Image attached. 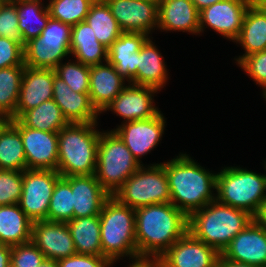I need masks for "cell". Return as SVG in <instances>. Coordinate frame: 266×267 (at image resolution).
<instances>
[{
	"label": "cell",
	"instance_id": "obj_25",
	"mask_svg": "<svg viewBox=\"0 0 266 267\" xmlns=\"http://www.w3.org/2000/svg\"><path fill=\"white\" fill-rule=\"evenodd\" d=\"M163 55L148 37L138 52L136 78L132 84L156 88L160 91L166 84L168 72Z\"/></svg>",
	"mask_w": 266,
	"mask_h": 267
},
{
	"label": "cell",
	"instance_id": "obj_40",
	"mask_svg": "<svg viewBox=\"0 0 266 267\" xmlns=\"http://www.w3.org/2000/svg\"><path fill=\"white\" fill-rule=\"evenodd\" d=\"M45 256L32 242L11 247V263L15 267H38Z\"/></svg>",
	"mask_w": 266,
	"mask_h": 267
},
{
	"label": "cell",
	"instance_id": "obj_2",
	"mask_svg": "<svg viewBox=\"0 0 266 267\" xmlns=\"http://www.w3.org/2000/svg\"><path fill=\"white\" fill-rule=\"evenodd\" d=\"M168 177L171 203L188 217L216 200L217 173H211L188 154L162 163ZM215 194V195H214Z\"/></svg>",
	"mask_w": 266,
	"mask_h": 267
},
{
	"label": "cell",
	"instance_id": "obj_12",
	"mask_svg": "<svg viewBox=\"0 0 266 267\" xmlns=\"http://www.w3.org/2000/svg\"><path fill=\"white\" fill-rule=\"evenodd\" d=\"M221 253L196 239L189 231L159 259V267H218Z\"/></svg>",
	"mask_w": 266,
	"mask_h": 267
},
{
	"label": "cell",
	"instance_id": "obj_47",
	"mask_svg": "<svg viewBox=\"0 0 266 267\" xmlns=\"http://www.w3.org/2000/svg\"><path fill=\"white\" fill-rule=\"evenodd\" d=\"M218 267H260V266L234 262L231 260H226L222 256H220Z\"/></svg>",
	"mask_w": 266,
	"mask_h": 267
},
{
	"label": "cell",
	"instance_id": "obj_29",
	"mask_svg": "<svg viewBox=\"0 0 266 267\" xmlns=\"http://www.w3.org/2000/svg\"><path fill=\"white\" fill-rule=\"evenodd\" d=\"M66 224L77 254L102 256L99 215L73 218Z\"/></svg>",
	"mask_w": 266,
	"mask_h": 267
},
{
	"label": "cell",
	"instance_id": "obj_43",
	"mask_svg": "<svg viewBox=\"0 0 266 267\" xmlns=\"http://www.w3.org/2000/svg\"><path fill=\"white\" fill-rule=\"evenodd\" d=\"M58 267H111V262L104 256L87 254H74L67 258L57 260Z\"/></svg>",
	"mask_w": 266,
	"mask_h": 267
},
{
	"label": "cell",
	"instance_id": "obj_24",
	"mask_svg": "<svg viewBox=\"0 0 266 267\" xmlns=\"http://www.w3.org/2000/svg\"><path fill=\"white\" fill-rule=\"evenodd\" d=\"M149 36L139 32H123L108 48V62L131 83L136 78L138 52Z\"/></svg>",
	"mask_w": 266,
	"mask_h": 267
},
{
	"label": "cell",
	"instance_id": "obj_51",
	"mask_svg": "<svg viewBox=\"0 0 266 267\" xmlns=\"http://www.w3.org/2000/svg\"><path fill=\"white\" fill-rule=\"evenodd\" d=\"M10 122V119L2 114H0V132L3 128Z\"/></svg>",
	"mask_w": 266,
	"mask_h": 267
},
{
	"label": "cell",
	"instance_id": "obj_37",
	"mask_svg": "<svg viewBox=\"0 0 266 267\" xmlns=\"http://www.w3.org/2000/svg\"><path fill=\"white\" fill-rule=\"evenodd\" d=\"M55 74L62 79L74 92L89 93L90 66L76 61L60 63L55 69Z\"/></svg>",
	"mask_w": 266,
	"mask_h": 267
},
{
	"label": "cell",
	"instance_id": "obj_32",
	"mask_svg": "<svg viewBox=\"0 0 266 267\" xmlns=\"http://www.w3.org/2000/svg\"><path fill=\"white\" fill-rule=\"evenodd\" d=\"M18 120L26 127L47 132H59L68 121L53 99L24 112Z\"/></svg>",
	"mask_w": 266,
	"mask_h": 267
},
{
	"label": "cell",
	"instance_id": "obj_23",
	"mask_svg": "<svg viewBox=\"0 0 266 267\" xmlns=\"http://www.w3.org/2000/svg\"><path fill=\"white\" fill-rule=\"evenodd\" d=\"M158 29L199 34L200 12L191 0H159Z\"/></svg>",
	"mask_w": 266,
	"mask_h": 267
},
{
	"label": "cell",
	"instance_id": "obj_13",
	"mask_svg": "<svg viewBox=\"0 0 266 267\" xmlns=\"http://www.w3.org/2000/svg\"><path fill=\"white\" fill-rule=\"evenodd\" d=\"M253 0H224L200 11L199 34L209 26L234 42L241 31L247 9Z\"/></svg>",
	"mask_w": 266,
	"mask_h": 267
},
{
	"label": "cell",
	"instance_id": "obj_42",
	"mask_svg": "<svg viewBox=\"0 0 266 267\" xmlns=\"http://www.w3.org/2000/svg\"><path fill=\"white\" fill-rule=\"evenodd\" d=\"M24 65V47L11 39L0 37V69Z\"/></svg>",
	"mask_w": 266,
	"mask_h": 267
},
{
	"label": "cell",
	"instance_id": "obj_52",
	"mask_svg": "<svg viewBox=\"0 0 266 267\" xmlns=\"http://www.w3.org/2000/svg\"><path fill=\"white\" fill-rule=\"evenodd\" d=\"M142 1L159 2V0H142Z\"/></svg>",
	"mask_w": 266,
	"mask_h": 267
},
{
	"label": "cell",
	"instance_id": "obj_21",
	"mask_svg": "<svg viewBox=\"0 0 266 267\" xmlns=\"http://www.w3.org/2000/svg\"><path fill=\"white\" fill-rule=\"evenodd\" d=\"M53 100L59 106L68 123L97 122L100 115L93 107L89 93H77L58 76L53 69Z\"/></svg>",
	"mask_w": 266,
	"mask_h": 267
},
{
	"label": "cell",
	"instance_id": "obj_7",
	"mask_svg": "<svg viewBox=\"0 0 266 267\" xmlns=\"http://www.w3.org/2000/svg\"><path fill=\"white\" fill-rule=\"evenodd\" d=\"M142 165L113 129L101 131L95 176L110 196Z\"/></svg>",
	"mask_w": 266,
	"mask_h": 267
},
{
	"label": "cell",
	"instance_id": "obj_50",
	"mask_svg": "<svg viewBox=\"0 0 266 267\" xmlns=\"http://www.w3.org/2000/svg\"><path fill=\"white\" fill-rule=\"evenodd\" d=\"M253 2L263 11L266 15V0H253Z\"/></svg>",
	"mask_w": 266,
	"mask_h": 267
},
{
	"label": "cell",
	"instance_id": "obj_44",
	"mask_svg": "<svg viewBox=\"0 0 266 267\" xmlns=\"http://www.w3.org/2000/svg\"><path fill=\"white\" fill-rule=\"evenodd\" d=\"M11 263V247L0 243V267H7Z\"/></svg>",
	"mask_w": 266,
	"mask_h": 267
},
{
	"label": "cell",
	"instance_id": "obj_16",
	"mask_svg": "<svg viewBox=\"0 0 266 267\" xmlns=\"http://www.w3.org/2000/svg\"><path fill=\"white\" fill-rule=\"evenodd\" d=\"M154 93H158L156 88L128 83L103 112L110 110L125 122L152 118L160 112L153 105Z\"/></svg>",
	"mask_w": 266,
	"mask_h": 267
},
{
	"label": "cell",
	"instance_id": "obj_3",
	"mask_svg": "<svg viewBox=\"0 0 266 267\" xmlns=\"http://www.w3.org/2000/svg\"><path fill=\"white\" fill-rule=\"evenodd\" d=\"M252 220L253 216L247 211L222 204L216 199L188 217V231L222 253Z\"/></svg>",
	"mask_w": 266,
	"mask_h": 267
},
{
	"label": "cell",
	"instance_id": "obj_48",
	"mask_svg": "<svg viewBox=\"0 0 266 267\" xmlns=\"http://www.w3.org/2000/svg\"><path fill=\"white\" fill-rule=\"evenodd\" d=\"M192 3L195 5V8L200 12L206 7L213 5L215 3L224 1V0H191Z\"/></svg>",
	"mask_w": 266,
	"mask_h": 267
},
{
	"label": "cell",
	"instance_id": "obj_36",
	"mask_svg": "<svg viewBox=\"0 0 266 267\" xmlns=\"http://www.w3.org/2000/svg\"><path fill=\"white\" fill-rule=\"evenodd\" d=\"M94 2L95 0H50L47 8L50 17L73 26L85 21Z\"/></svg>",
	"mask_w": 266,
	"mask_h": 267
},
{
	"label": "cell",
	"instance_id": "obj_17",
	"mask_svg": "<svg viewBox=\"0 0 266 267\" xmlns=\"http://www.w3.org/2000/svg\"><path fill=\"white\" fill-rule=\"evenodd\" d=\"M226 260L266 267V230L252 220L221 253Z\"/></svg>",
	"mask_w": 266,
	"mask_h": 267
},
{
	"label": "cell",
	"instance_id": "obj_45",
	"mask_svg": "<svg viewBox=\"0 0 266 267\" xmlns=\"http://www.w3.org/2000/svg\"><path fill=\"white\" fill-rule=\"evenodd\" d=\"M253 220L266 230V200L261 204L256 214L253 216Z\"/></svg>",
	"mask_w": 266,
	"mask_h": 267
},
{
	"label": "cell",
	"instance_id": "obj_34",
	"mask_svg": "<svg viewBox=\"0 0 266 267\" xmlns=\"http://www.w3.org/2000/svg\"><path fill=\"white\" fill-rule=\"evenodd\" d=\"M25 66L0 69V114L15 119L20 85Z\"/></svg>",
	"mask_w": 266,
	"mask_h": 267
},
{
	"label": "cell",
	"instance_id": "obj_30",
	"mask_svg": "<svg viewBox=\"0 0 266 267\" xmlns=\"http://www.w3.org/2000/svg\"><path fill=\"white\" fill-rule=\"evenodd\" d=\"M17 8L19 25L23 44L37 38L47 26L50 15L42 2L11 0ZM35 23V24H34Z\"/></svg>",
	"mask_w": 266,
	"mask_h": 267
},
{
	"label": "cell",
	"instance_id": "obj_4",
	"mask_svg": "<svg viewBox=\"0 0 266 267\" xmlns=\"http://www.w3.org/2000/svg\"><path fill=\"white\" fill-rule=\"evenodd\" d=\"M98 122L68 123L58 132V167L62 177L93 175L97 165Z\"/></svg>",
	"mask_w": 266,
	"mask_h": 267
},
{
	"label": "cell",
	"instance_id": "obj_53",
	"mask_svg": "<svg viewBox=\"0 0 266 267\" xmlns=\"http://www.w3.org/2000/svg\"><path fill=\"white\" fill-rule=\"evenodd\" d=\"M24 1H38V2H42L41 0H24Z\"/></svg>",
	"mask_w": 266,
	"mask_h": 267
},
{
	"label": "cell",
	"instance_id": "obj_22",
	"mask_svg": "<svg viewBox=\"0 0 266 267\" xmlns=\"http://www.w3.org/2000/svg\"><path fill=\"white\" fill-rule=\"evenodd\" d=\"M126 80L108 61L90 66L89 97L93 107L101 114L125 88Z\"/></svg>",
	"mask_w": 266,
	"mask_h": 267
},
{
	"label": "cell",
	"instance_id": "obj_5",
	"mask_svg": "<svg viewBox=\"0 0 266 267\" xmlns=\"http://www.w3.org/2000/svg\"><path fill=\"white\" fill-rule=\"evenodd\" d=\"M102 256L111 262L121 257L140 259L137 252L135 209L110 196L99 214Z\"/></svg>",
	"mask_w": 266,
	"mask_h": 267
},
{
	"label": "cell",
	"instance_id": "obj_1",
	"mask_svg": "<svg viewBox=\"0 0 266 267\" xmlns=\"http://www.w3.org/2000/svg\"><path fill=\"white\" fill-rule=\"evenodd\" d=\"M136 244L139 258L159 259L188 232V216L171 202L135 209Z\"/></svg>",
	"mask_w": 266,
	"mask_h": 267
},
{
	"label": "cell",
	"instance_id": "obj_31",
	"mask_svg": "<svg viewBox=\"0 0 266 267\" xmlns=\"http://www.w3.org/2000/svg\"><path fill=\"white\" fill-rule=\"evenodd\" d=\"M85 22L94 30L97 41L106 48H109L123 33L104 0H95Z\"/></svg>",
	"mask_w": 266,
	"mask_h": 267
},
{
	"label": "cell",
	"instance_id": "obj_11",
	"mask_svg": "<svg viewBox=\"0 0 266 267\" xmlns=\"http://www.w3.org/2000/svg\"><path fill=\"white\" fill-rule=\"evenodd\" d=\"M10 123L22 137L27 169L57 171L58 132L31 129L24 126L18 119H10Z\"/></svg>",
	"mask_w": 266,
	"mask_h": 267
},
{
	"label": "cell",
	"instance_id": "obj_38",
	"mask_svg": "<svg viewBox=\"0 0 266 267\" xmlns=\"http://www.w3.org/2000/svg\"><path fill=\"white\" fill-rule=\"evenodd\" d=\"M23 171L0 169V206L19 204Z\"/></svg>",
	"mask_w": 266,
	"mask_h": 267
},
{
	"label": "cell",
	"instance_id": "obj_20",
	"mask_svg": "<svg viewBox=\"0 0 266 267\" xmlns=\"http://www.w3.org/2000/svg\"><path fill=\"white\" fill-rule=\"evenodd\" d=\"M73 193V218L99 215L110 195L93 175L64 177Z\"/></svg>",
	"mask_w": 266,
	"mask_h": 267
},
{
	"label": "cell",
	"instance_id": "obj_26",
	"mask_svg": "<svg viewBox=\"0 0 266 267\" xmlns=\"http://www.w3.org/2000/svg\"><path fill=\"white\" fill-rule=\"evenodd\" d=\"M70 55L74 56L76 61L92 66L107 62L108 48L97 41L94 30L82 21L72 26Z\"/></svg>",
	"mask_w": 266,
	"mask_h": 267
},
{
	"label": "cell",
	"instance_id": "obj_9",
	"mask_svg": "<svg viewBox=\"0 0 266 267\" xmlns=\"http://www.w3.org/2000/svg\"><path fill=\"white\" fill-rule=\"evenodd\" d=\"M70 24L49 18L47 26L24 46V65L30 68L55 69L70 56Z\"/></svg>",
	"mask_w": 266,
	"mask_h": 267
},
{
	"label": "cell",
	"instance_id": "obj_33",
	"mask_svg": "<svg viewBox=\"0 0 266 267\" xmlns=\"http://www.w3.org/2000/svg\"><path fill=\"white\" fill-rule=\"evenodd\" d=\"M0 169H27L22 137L10 122L0 132Z\"/></svg>",
	"mask_w": 266,
	"mask_h": 267
},
{
	"label": "cell",
	"instance_id": "obj_15",
	"mask_svg": "<svg viewBox=\"0 0 266 267\" xmlns=\"http://www.w3.org/2000/svg\"><path fill=\"white\" fill-rule=\"evenodd\" d=\"M123 32L149 36L158 27V2L142 0H104Z\"/></svg>",
	"mask_w": 266,
	"mask_h": 267
},
{
	"label": "cell",
	"instance_id": "obj_46",
	"mask_svg": "<svg viewBox=\"0 0 266 267\" xmlns=\"http://www.w3.org/2000/svg\"><path fill=\"white\" fill-rule=\"evenodd\" d=\"M131 262L133 263H130L128 267H159V263L156 259L140 258Z\"/></svg>",
	"mask_w": 266,
	"mask_h": 267
},
{
	"label": "cell",
	"instance_id": "obj_18",
	"mask_svg": "<svg viewBox=\"0 0 266 267\" xmlns=\"http://www.w3.org/2000/svg\"><path fill=\"white\" fill-rule=\"evenodd\" d=\"M31 241L47 259L59 260L76 254L74 242L66 223L48 220L34 221Z\"/></svg>",
	"mask_w": 266,
	"mask_h": 267
},
{
	"label": "cell",
	"instance_id": "obj_10",
	"mask_svg": "<svg viewBox=\"0 0 266 267\" xmlns=\"http://www.w3.org/2000/svg\"><path fill=\"white\" fill-rule=\"evenodd\" d=\"M61 175L55 170L26 169L23 171L20 208L32 221L47 220L50 199Z\"/></svg>",
	"mask_w": 266,
	"mask_h": 267
},
{
	"label": "cell",
	"instance_id": "obj_6",
	"mask_svg": "<svg viewBox=\"0 0 266 267\" xmlns=\"http://www.w3.org/2000/svg\"><path fill=\"white\" fill-rule=\"evenodd\" d=\"M265 171H266V161ZM266 174L241 167H225L217 173L216 199L254 216L266 200Z\"/></svg>",
	"mask_w": 266,
	"mask_h": 267
},
{
	"label": "cell",
	"instance_id": "obj_27",
	"mask_svg": "<svg viewBox=\"0 0 266 267\" xmlns=\"http://www.w3.org/2000/svg\"><path fill=\"white\" fill-rule=\"evenodd\" d=\"M234 42L245 51L235 59L237 64L248 55L266 50V15L254 2L247 9L240 34Z\"/></svg>",
	"mask_w": 266,
	"mask_h": 267
},
{
	"label": "cell",
	"instance_id": "obj_14",
	"mask_svg": "<svg viewBox=\"0 0 266 267\" xmlns=\"http://www.w3.org/2000/svg\"><path fill=\"white\" fill-rule=\"evenodd\" d=\"M164 118L160 111L156 116L146 120L124 122L113 131L124 142L136 160L142 163L139 158L156 148L164 134L166 126Z\"/></svg>",
	"mask_w": 266,
	"mask_h": 267
},
{
	"label": "cell",
	"instance_id": "obj_35",
	"mask_svg": "<svg viewBox=\"0 0 266 267\" xmlns=\"http://www.w3.org/2000/svg\"><path fill=\"white\" fill-rule=\"evenodd\" d=\"M73 193L70 183L60 177L55 184L47 214L48 221L67 223L73 219Z\"/></svg>",
	"mask_w": 266,
	"mask_h": 267
},
{
	"label": "cell",
	"instance_id": "obj_49",
	"mask_svg": "<svg viewBox=\"0 0 266 267\" xmlns=\"http://www.w3.org/2000/svg\"><path fill=\"white\" fill-rule=\"evenodd\" d=\"M38 267H58L57 260L45 258Z\"/></svg>",
	"mask_w": 266,
	"mask_h": 267
},
{
	"label": "cell",
	"instance_id": "obj_39",
	"mask_svg": "<svg viewBox=\"0 0 266 267\" xmlns=\"http://www.w3.org/2000/svg\"><path fill=\"white\" fill-rule=\"evenodd\" d=\"M19 20L16 5L11 0H5L0 5V37L18 42L23 47V39L18 29Z\"/></svg>",
	"mask_w": 266,
	"mask_h": 267
},
{
	"label": "cell",
	"instance_id": "obj_19",
	"mask_svg": "<svg viewBox=\"0 0 266 267\" xmlns=\"http://www.w3.org/2000/svg\"><path fill=\"white\" fill-rule=\"evenodd\" d=\"M53 99V69L30 68L25 66L15 119L24 112Z\"/></svg>",
	"mask_w": 266,
	"mask_h": 267
},
{
	"label": "cell",
	"instance_id": "obj_28",
	"mask_svg": "<svg viewBox=\"0 0 266 267\" xmlns=\"http://www.w3.org/2000/svg\"><path fill=\"white\" fill-rule=\"evenodd\" d=\"M32 223L19 204L0 206V243L12 247L31 241Z\"/></svg>",
	"mask_w": 266,
	"mask_h": 267
},
{
	"label": "cell",
	"instance_id": "obj_41",
	"mask_svg": "<svg viewBox=\"0 0 266 267\" xmlns=\"http://www.w3.org/2000/svg\"><path fill=\"white\" fill-rule=\"evenodd\" d=\"M253 81L262 87L266 97V50L246 56L239 64Z\"/></svg>",
	"mask_w": 266,
	"mask_h": 267
},
{
	"label": "cell",
	"instance_id": "obj_8",
	"mask_svg": "<svg viewBox=\"0 0 266 267\" xmlns=\"http://www.w3.org/2000/svg\"><path fill=\"white\" fill-rule=\"evenodd\" d=\"M120 203L136 209L171 201L168 177L162 163L142 165L113 195Z\"/></svg>",
	"mask_w": 266,
	"mask_h": 267
},
{
	"label": "cell",
	"instance_id": "obj_54",
	"mask_svg": "<svg viewBox=\"0 0 266 267\" xmlns=\"http://www.w3.org/2000/svg\"><path fill=\"white\" fill-rule=\"evenodd\" d=\"M7 267H15L12 263H10Z\"/></svg>",
	"mask_w": 266,
	"mask_h": 267
}]
</instances>
